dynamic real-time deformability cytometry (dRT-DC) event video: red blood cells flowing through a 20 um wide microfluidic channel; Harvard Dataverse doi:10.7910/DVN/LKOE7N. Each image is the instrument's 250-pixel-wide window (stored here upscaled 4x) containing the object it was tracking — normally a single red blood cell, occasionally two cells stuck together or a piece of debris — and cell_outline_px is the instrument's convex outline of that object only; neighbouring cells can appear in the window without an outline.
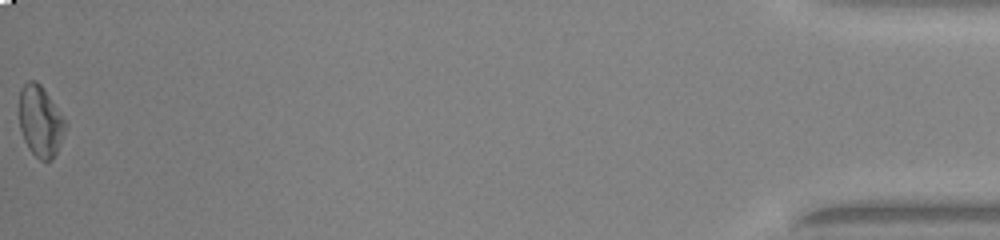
{"species": "common noctule bat (a hibernating species)", "species_latin": "Nyctalus noctula", "temperature_condition": "warm", "stored_images_in_passage": 36, "camera_frame_rate_fps": 3000, "um_per_image_px": 0.085, "animal": {"sex": "male", "body_mass_g": 20.0, "forearm_length_mm": 53.3}, "frame": {"image": 1, "passage_image": 36, "time_ms": 11.667, "image_size_px": [1000, 240], "cell_outline_px": [[68, 124], [56, 152], [52, 160], [40, 160], [28, 148], [24, 140], [20, 128], [20, 88], [28, 80], [36, 80], [44, 88]], "centroid_in_image_um": [3.44, 10.29], "position_along_channel_um": 431.8, "area_um2": 19.02}, "authors_computed_cell_mechanics": {"area_um2": 18.4671, "velocity_mm_per_s": 4.0958, "shape_relaxation_time_tau1_ms": 7.0678, "shape_relaxation_time_tau2_ms": 2.0242, "deformation_change_tau1": 0.2139, "deformation_change_tau2": 0.0964}}